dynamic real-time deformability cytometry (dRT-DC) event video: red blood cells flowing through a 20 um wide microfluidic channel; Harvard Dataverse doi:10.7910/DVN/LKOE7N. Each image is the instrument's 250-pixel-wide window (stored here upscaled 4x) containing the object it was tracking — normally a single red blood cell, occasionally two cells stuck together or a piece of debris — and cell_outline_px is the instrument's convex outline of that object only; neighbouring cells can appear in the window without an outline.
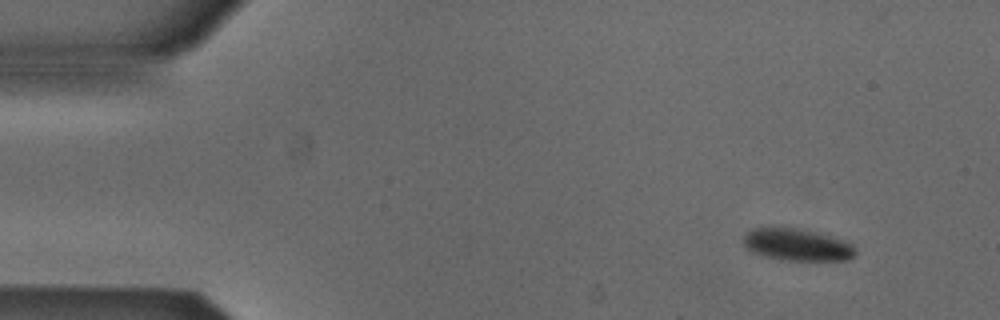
{"species": "Egyptian fruit bat (a non-hibernating species)", "species_latin": "Rousettus aegyptiacus", "temperature_condition": "cold", "stored_images_in_passage": 40, "camera_frame_rate_fps": 3000, "um_per_image_px": 0.085, "animal": {"sex": "male"}, "frame": {"image": 1, "passage_image": 1, "time_ms": 0.0, "image_size_px": [1000, 320], "cell_outline_px": [[856, 256], [848, 260], [780, 260], [760, 256], [744, 248], [740, 240], [752, 228], [800, 228], [820, 232], [848, 240], [856, 248]], "centroid_in_image_um": [67.77, 20.8], "position_along_channel_um": 17.2, "area_um2": 21.68}}
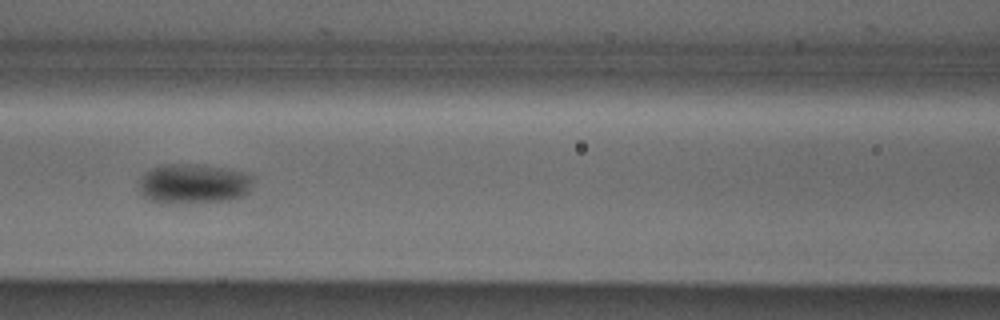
{"frame": {"image": 2, "passage_image": 19, "time_ms": 6.0, "image_size_px": [1000, 320], "cell_outline_px": [[256, 176], [248, 192], [244, 196], [236, 200], [184, 204], [160, 204], [148, 200], [140, 192], [140, 176], [144, 172], [152, 168], [164, 164], [192, 164], [220, 168], [244, 172]], "centroid_in_image_um": [16.45, 15.66], "position_along_channel_um": 150.1, "area_um2": 27.22}}
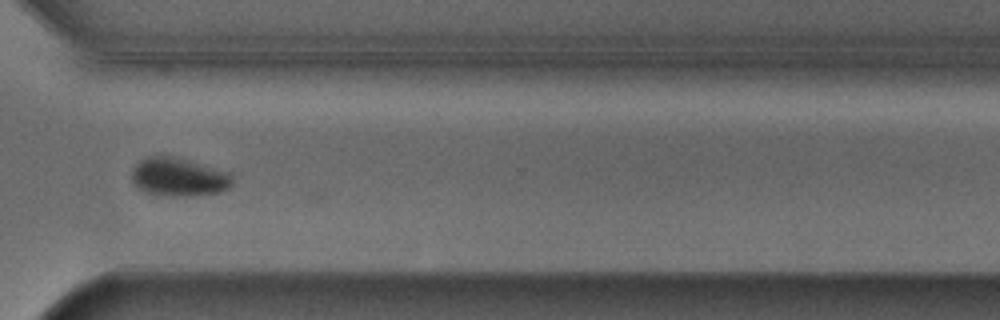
{"frame": {"image": 3, "passage_image": 35, "time_ms": 11.333, "image_size_px": [1000, 320], "cell_outline_px": [[236, 180], [228, 188], [220, 192], [188, 196], [168, 196], [148, 192], [136, 188], [132, 180], [132, 168], [144, 156], [172, 156], [228, 172]], "centroid_in_image_um": [15.17, 15.05], "position_along_channel_um": 355.4, "area_um2": 22.48}}